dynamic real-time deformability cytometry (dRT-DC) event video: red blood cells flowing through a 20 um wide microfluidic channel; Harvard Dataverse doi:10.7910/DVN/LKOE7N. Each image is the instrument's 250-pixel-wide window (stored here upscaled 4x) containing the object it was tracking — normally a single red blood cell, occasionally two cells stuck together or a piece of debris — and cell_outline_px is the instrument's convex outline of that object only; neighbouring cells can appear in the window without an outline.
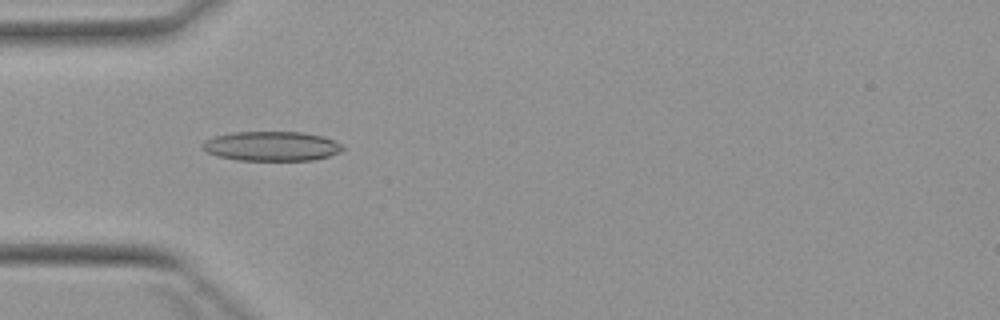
{"species": "Egyptian fruit bat (a non-hibernating species)", "species_latin": "Rousettus aegyptiacus", "temperature_condition": "warm", "stored_images_in_passage": 6, "camera_frame_rate_fps": 3000, "um_per_image_px": 0.085, "animal": {"sex": "female"}, "frame": {"image": 1, "passage_image": 4, "time_ms": 4.667, "image_size_px": [1000, 320], "cell_outline_px": [[344, 148], [340, 152], [328, 156], [312, 160], [236, 160], [216, 156], [200, 148], [200, 144], [204, 140], [212, 136], [232, 132], [300, 132], [324, 136], [340, 144]], "centroid_in_image_um": [23.01, 12.42], "position_along_channel_um": 62.0, "area_um2": 24.28}}
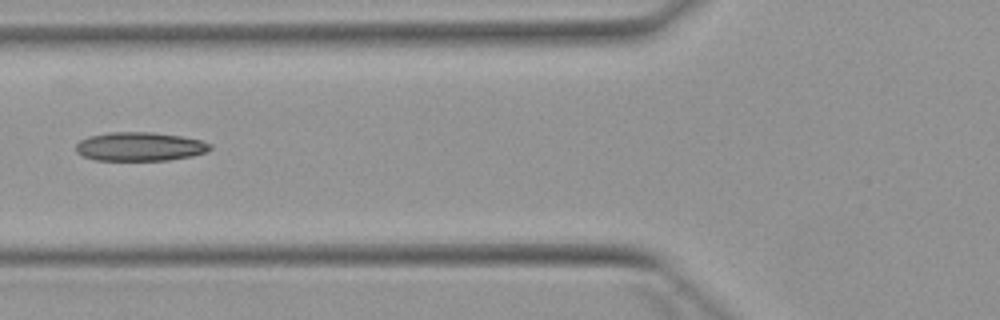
{"frame": {"image": 2, "passage_image": 5, "time_ms": 6.0, "image_size_px": [1000, 320], "cell_outline_px": [[212, 148], [208, 152], [192, 156], [168, 160], [92, 160], [76, 152], [76, 144], [80, 140], [88, 136], [108, 132], [152, 132], [180, 136], [200, 140], [212, 144]], "centroid_in_image_um": [11.88, 12.46], "position_along_channel_um": 113.9, "area_um2": 22.66}}
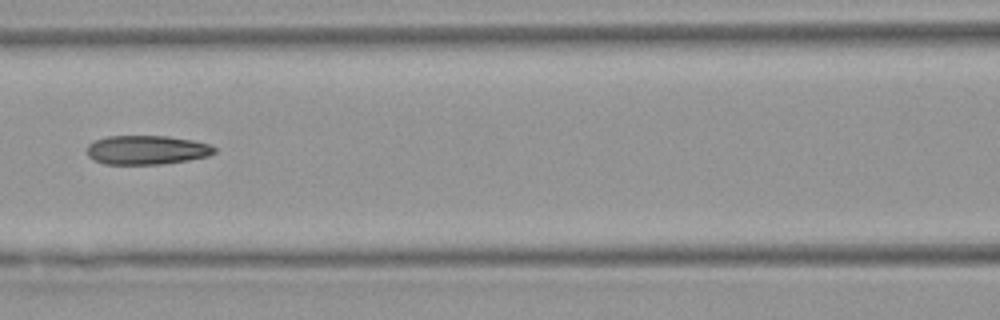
{"frame": {"image": 3, "passage_image": 6, "time_ms": 7.0, "image_size_px": [1000, 320], "cell_outline_px": [[216, 152], [208, 156], [188, 160], [160, 164], [104, 164], [88, 156], [88, 144], [96, 140], [108, 136], [168, 136], [192, 140], [208, 144], [216, 148]], "centroid_in_image_um": [12.49, 12.74], "position_along_channel_um": 154.1, "area_um2": 21.44}}